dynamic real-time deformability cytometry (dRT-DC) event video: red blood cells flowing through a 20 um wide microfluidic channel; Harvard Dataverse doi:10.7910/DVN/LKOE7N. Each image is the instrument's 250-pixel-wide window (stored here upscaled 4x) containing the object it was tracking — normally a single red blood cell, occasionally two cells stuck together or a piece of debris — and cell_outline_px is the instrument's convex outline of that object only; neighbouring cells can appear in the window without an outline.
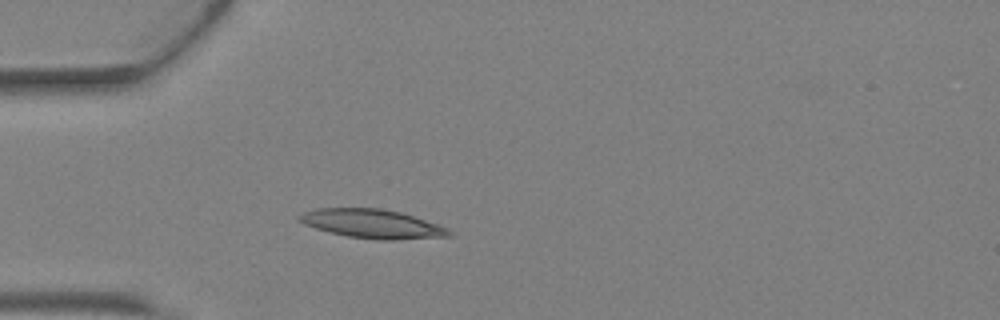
{"species": "Egyptian fruit bat (a non-hibernating species)", "species_latin": "Rousettus aegyptiacus", "temperature_condition": "warm", "stored_images_in_passage": 3, "camera_frame_rate_fps": 3000, "um_per_image_px": 0.085, "animal": {"sex": "female"}, "frame": {"image": 1, "passage_image": 3, "time_ms": 0.667, "image_size_px": [1000, 320], "cell_outline_px": [[456, 232], [452, 236], [396, 240], [376, 240], [348, 236], [328, 232], [304, 224], [296, 220], [296, 216], [304, 212], [316, 208], [380, 208], [400, 212], [440, 224]], "centroid_in_image_um": [31.68, 19.03], "position_along_channel_um": 53.3, "area_um2": 25.61}}